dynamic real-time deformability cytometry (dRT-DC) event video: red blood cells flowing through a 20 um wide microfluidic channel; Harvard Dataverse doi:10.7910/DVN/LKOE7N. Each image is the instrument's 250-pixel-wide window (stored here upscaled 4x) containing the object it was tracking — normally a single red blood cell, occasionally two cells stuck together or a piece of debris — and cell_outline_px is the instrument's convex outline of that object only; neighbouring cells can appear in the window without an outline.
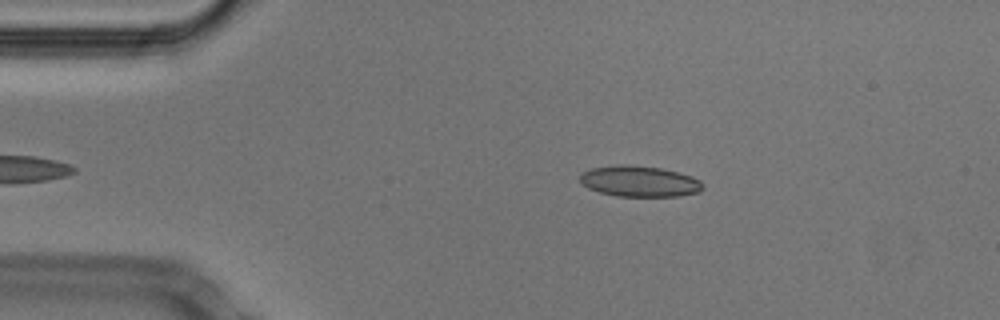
{"species": "Egyptian fruit bat (a non-hibernating species)", "species_latin": "Rousettus aegyptiacus", "temperature_condition": "cold", "stored_images_in_passage": 40, "camera_frame_rate_fps": 3000, "um_per_image_px": 0.085, "animal": {"sex": "male"}, "frame": {"image": 1, "passage_image": 4, "time_ms": 1.0, "image_size_px": [1000, 320], "cell_outline_px": [[704, 188], [700, 192], [680, 196], [616, 196], [600, 192], [588, 188], [580, 184], [580, 176], [584, 172], [592, 168], [620, 164], [628, 164], [660, 168], [692, 176], [700, 180], [704, 184]], "centroid_in_image_um": [54.37, 15.41], "position_along_channel_um": 30.6, "area_um2": 22.2}}
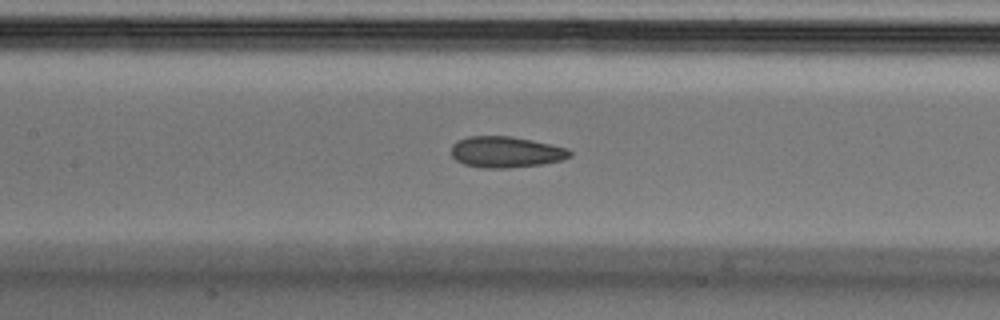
{"frame": {"image": 2, "passage_image": 18, "time_ms": 5.667, "image_size_px": [1000, 320], "cell_outline_px": [[572, 156], [560, 160], [544, 164], [508, 168], [480, 168], [464, 164], [456, 160], [452, 156], [452, 144], [456, 140], [468, 136], [512, 136], [552, 144], [568, 148], [572, 152]], "centroid_in_image_um": [43.0, 12.92], "position_along_channel_um": 164.4, "area_um2": 21.73}}
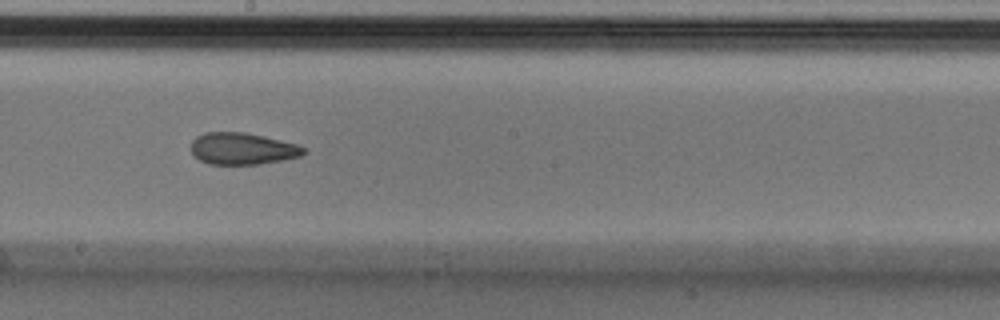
{"frame": {"image": 3, "passage_image": 23, "time_ms": 7.333, "image_size_px": [1000, 320], "cell_outline_px": [[308, 152], [300, 156], [284, 160], [260, 164], [208, 164], [200, 160], [192, 152], [192, 140], [196, 136], [204, 132], [244, 132], [296, 144], [308, 148]], "centroid_in_image_um": [20.63, 12.64], "position_along_channel_um": 227.6, "area_um2": 20.87}, "authors_computed_cell_mechanics": {"area_um2": 21.9062, "velocity_mm_per_s": 3.8003, "shape_relaxation_time_tau1_ms": null, "shape_relaxation_time_tau2_ms": 2.2692, "deformation_change_tau1": null, "deformation_change_tau2": 0.0893}}